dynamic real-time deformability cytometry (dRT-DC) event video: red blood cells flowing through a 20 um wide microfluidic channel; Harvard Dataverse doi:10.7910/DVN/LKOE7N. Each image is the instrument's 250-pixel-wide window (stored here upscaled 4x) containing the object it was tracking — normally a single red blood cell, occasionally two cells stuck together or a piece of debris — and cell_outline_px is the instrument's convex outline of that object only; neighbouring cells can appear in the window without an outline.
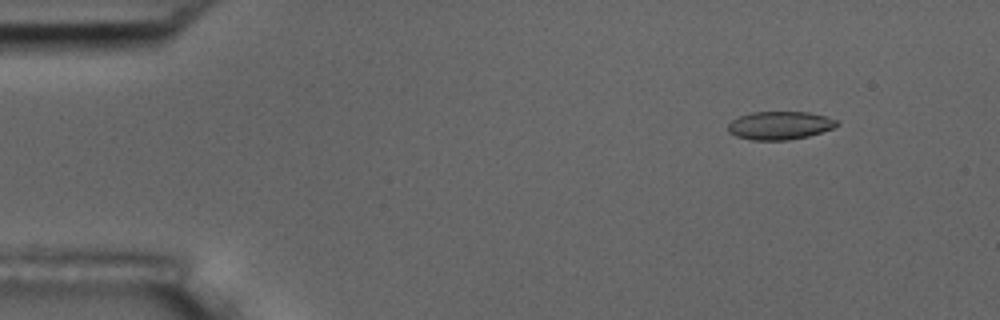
{"species": "common noctule bat (a hibernating species)", "species_latin": "Nyctalus noctula", "temperature_condition": "room temperature", "stored_images_in_passage": 5, "camera_frame_rate_fps": 3000, "um_per_image_px": 0.085, "animal": {"sex": "male", "body_mass_g": 17.5, "forearm_length_mm": 52.3}, "frame": {"image": 1, "passage_image": 1, "time_ms": 0.0, "image_size_px": [1000, 320], "cell_outline_px": [[840, 124], [832, 128], [808, 136], [788, 140], [752, 140], [736, 136], [728, 132], [728, 124], [732, 120], [740, 116], [752, 112], [808, 112], [828, 116], [836, 120]], "centroid_in_image_um": [66.28, 10.66], "position_along_channel_um": 18.7, "area_um2": 17.86}}
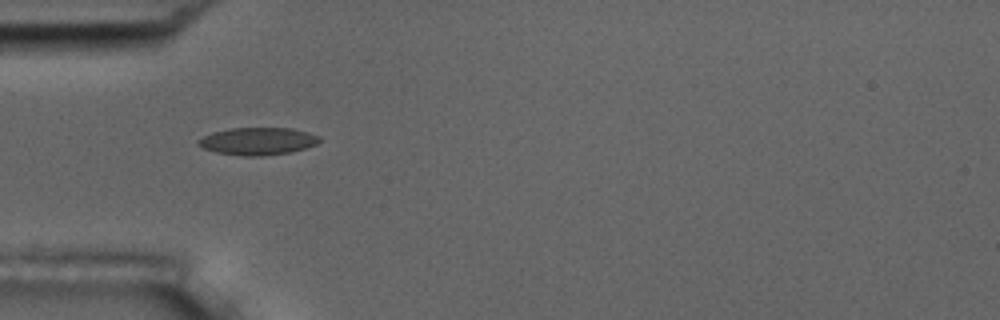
{"frame": {"image": 2, "passage_image": 4, "time_ms": 3.667, "image_size_px": [1000, 320], "cell_outline_px": [[320, 140], [316, 144], [304, 148], [288, 152], [260, 156], [240, 156], [216, 152], [204, 148], [196, 144], [196, 140], [212, 132], [232, 128], [292, 128], [308, 132], [320, 136]], "centroid_in_image_um": [21.88, 11.99], "position_along_channel_um": 63.1, "area_um2": 19.31}}